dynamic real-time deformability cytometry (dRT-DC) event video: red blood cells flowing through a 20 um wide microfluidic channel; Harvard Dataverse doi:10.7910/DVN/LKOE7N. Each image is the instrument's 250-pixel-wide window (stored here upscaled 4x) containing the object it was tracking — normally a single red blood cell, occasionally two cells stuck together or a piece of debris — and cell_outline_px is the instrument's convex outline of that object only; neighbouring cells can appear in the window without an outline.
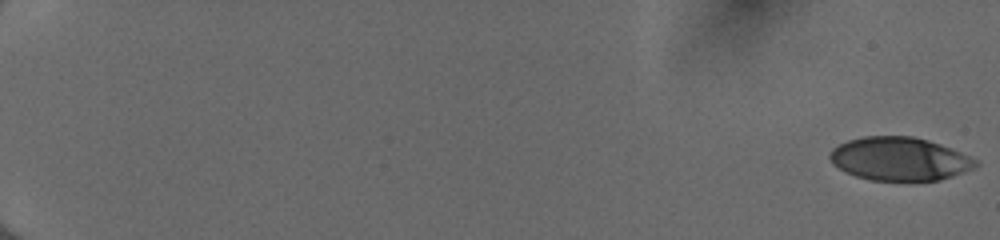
{"species": "human", "species_latin": "Homo sapiens", "temperature_condition": "cold", "stored_images_in_passage": 54, "camera_frame_rate_fps": 3000, "um_per_image_px": 0.085, "donor": {"sex": "female"}, "frame": {"image": 1, "passage_image": 1, "time_ms": 0.0, "image_size_px": [1000, 240], "cell_outline_px": [[980, 164], [976, 168], [940, 180], [868, 180], [856, 176], [832, 164], [828, 156], [828, 152], [832, 148], [848, 140], [864, 136], [912, 136], [928, 140], [952, 148], [980, 160]], "centroid_in_image_um": [76.49, 13.5], "position_along_channel_um": 8.5, "area_um2": 37.05}}
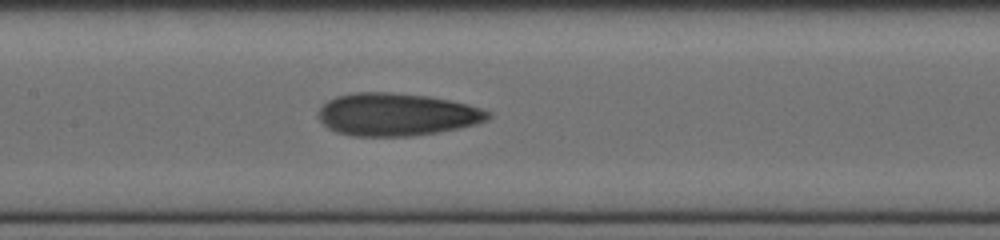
{"frame": {"image": 2, "passage_image": 30, "time_ms": 9.667, "image_size_px": [1000, 240], "cell_outline_px": [[492, 116], [484, 120], [472, 124], [456, 128], [436, 132], [412, 136], [352, 136], [336, 132], [328, 128], [316, 116], [320, 108], [328, 100], [336, 96], [352, 92], [392, 92], [428, 96], [468, 104], [492, 112]], "centroid_in_image_um": [33.66, 9.72], "position_along_channel_um": 173.7, "area_um2": 42.08}}
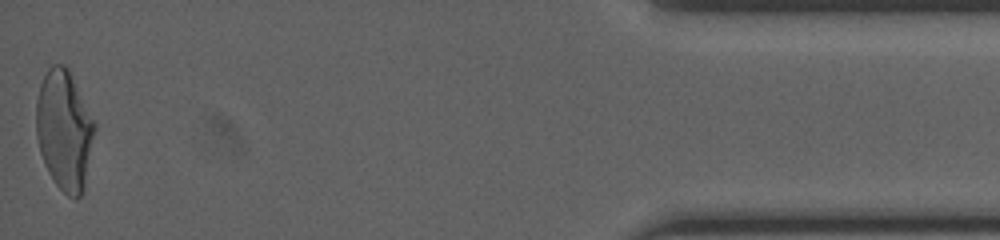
{"frame": {"image": 3, "passage_image": 54, "time_ms": 17.667, "image_size_px": [1000, 240], "cell_outline_px": [[96, 128], [84, 180], [80, 196], [76, 200], [68, 196], [56, 184], [48, 172], [44, 164], [40, 152], [36, 136], [36, 100], [40, 84], [48, 68], [52, 64], [64, 64], [68, 68], [96, 124]], "centroid_in_image_um": [5.44, 11.02], "position_along_channel_um": 429.8, "area_um2": 40.46}, "authors_computed_cell_mechanics": {"area_um2": 39.7086, "velocity_mm_per_s": 4.0529, "shape_relaxation_time_tau1_ms": 5.8717, "shape_relaxation_time_tau2_ms": 1.3459, "deformation_change_tau1": 0.2231, "deformation_change_tau2": 0.0903}}